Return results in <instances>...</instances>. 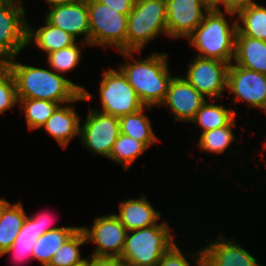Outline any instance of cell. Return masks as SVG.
Returning a JSON list of instances; mask_svg holds the SVG:
<instances>
[{"mask_svg": "<svg viewBox=\"0 0 266 266\" xmlns=\"http://www.w3.org/2000/svg\"><path fill=\"white\" fill-rule=\"evenodd\" d=\"M16 58L7 61L16 83L18 99H43L62 105L72 102L85 90L83 85L75 84L65 75L52 69L18 63Z\"/></svg>", "mask_w": 266, "mask_h": 266, "instance_id": "cell-1", "label": "cell"}, {"mask_svg": "<svg viewBox=\"0 0 266 266\" xmlns=\"http://www.w3.org/2000/svg\"><path fill=\"white\" fill-rule=\"evenodd\" d=\"M131 63H120L119 69L126 76L128 83L136 91L145 106L158 107L166 97L168 86L173 78L168 68V54L153 52L145 59L133 58L141 51H120Z\"/></svg>", "mask_w": 266, "mask_h": 266, "instance_id": "cell-2", "label": "cell"}, {"mask_svg": "<svg viewBox=\"0 0 266 266\" xmlns=\"http://www.w3.org/2000/svg\"><path fill=\"white\" fill-rule=\"evenodd\" d=\"M213 6L202 22L187 38L199 57L217 59L231 64L235 54L237 19L227 21L226 14L236 17L235 11ZM231 22V23H230Z\"/></svg>", "mask_w": 266, "mask_h": 266, "instance_id": "cell-3", "label": "cell"}, {"mask_svg": "<svg viewBox=\"0 0 266 266\" xmlns=\"http://www.w3.org/2000/svg\"><path fill=\"white\" fill-rule=\"evenodd\" d=\"M166 221L151 227L127 232L121 259L127 266H157L163 255L175 244Z\"/></svg>", "mask_w": 266, "mask_h": 266, "instance_id": "cell-4", "label": "cell"}, {"mask_svg": "<svg viewBox=\"0 0 266 266\" xmlns=\"http://www.w3.org/2000/svg\"><path fill=\"white\" fill-rule=\"evenodd\" d=\"M160 34L168 37L165 0H135L128 14L126 51H141Z\"/></svg>", "mask_w": 266, "mask_h": 266, "instance_id": "cell-5", "label": "cell"}, {"mask_svg": "<svg viewBox=\"0 0 266 266\" xmlns=\"http://www.w3.org/2000/svg\"><path fill=\"white\" fill-rule=\"evenodd\" d=\"M90 46H101L104 49L113 47L126 51L128 15L110 8L101 2L87 0Z\"/></svg>", "mask_w": 266, "mask_h": 266, "instance_id": "cell-6", "label": "cell"}, {"mask_svg": "<svg viewBox=\"0 0 266 266\" xmlns=\"http://www.w3.org/2000/svg\"><path fill=\"white\" fill-rule=\"evenodd\" d=\"M99 85L101 106L99 110L97 108L95 110L101 113L120 118L145 106L119 68L105 70Z\"/></svg>", "mask_w": 266, "mask_h": 266, "instance_id": "cell-7", "label": "cell"}, {"mask_svg": "<svg viewBox=\"0 0 266 266\" xmlns=\"http://www.w3.org/2000/svg\"><path fill=\"white\" fill-rule=\"evenodd\" d=\"M23 0H0V61L18 57L27 47Z\"/></svg>", "mask_w": 266, "mask_h": 266, "instance_id": "cell-8", "label": "cell"}, {"mask_svg": "<svg viewBox=\"0 0 266 266\" xmlns=\"http://www.w3.org/2000/svg\"><path fill=\"white\" fill-rule=\"evenodd\" d=\"M83 121L79 132L82 147L92 154L109 158L120 134L119 118L90 108Z\"/></svg>", "mask_w": 266, "mask_h": 266, "instance_id": "cell-9", "label": "cell"}, {"mask_svg": "<svg viewBox=\"0 0 266 266\" xmlns=\"http://www.w3.org/2000/svg\"><path fill=\"white\" fill-rule=\"evenodd\" d=\"M184 78L205 98L222 99L227 84L229 63L193 56Z\"/></svg>", "mask_w": 266, "mask_h": 266, "instance_id": "cell-10", "label": "cell"}, {"mask_svg": "<svg viewBox=\"0 0 266 266\" xmlns=\"http://www.w3.org/2000/svg\"><path fill=\"white\" fill-rule=\"evenodd\" d=\"M86 236L87 243L95 246L93 256L120 258L124 250L127 229L113 214L101 215L93 220L91 228L80 227Z\"/></svg>", "mask_w": 266, "mask_h": 266, "instance_id": "cell-11", "label": "cell"}, {"mask_svg": "<svg viewBox=\"0 0 266 266\" xmlns=\"http://www.w3.org/2000/svg\"><path fill=\"white\" fill-rule=\"evenodd\" d=\"M226 89L234 94V103L246 102L252 107L263 110L266 107V75L257 71L229 64Z\"/></svg>", "mask_w": 266, "mask_h": 266, "instance_id": "cell-12", "label": "cell"}, {"mask_svg": "<svg viewBox=\"0 0 266 266\" xmlns=\"http://www.w3.org/2000/svg\"><path fill=\"white\" fill-rule=\"evenodd\" d=\"M168 36L188 38L212 8L206 0H165Z\"/></svg>", "mask_w": 266, "mask_h": 266, "instance_id": "cell-13", "label": "cell"}, {"mask_svg": "<svg viewBox=\"0 0 266 266\" xmlns=\"http://www.w3.org/2000/svg\"><path fill=\"white\" fill-rule=\"evenodd\" d=\"M206 98L201 95L183 76H173L165 99L160 104L168 107L176 122H191Z\"/></svg>", "mask_w": 266, "mask_h": 266, "instance_id": "cell-14", "label": "cell"}, {"mask_svg": "<svg viewBox=\"0 0 266 266\" xmlns=\"http://www.w3.org/2000/svg\"><path fill=\"white\" fill-rule=\"evenodd\" d=\"M93 97L86 89L81 92L72 102L59 105L52 116L41 127L53 137L58 144L66 149L71 140L79 136L81 118L75 111L73 103L78 101H89Z\"/></svg>", "mask_w": 266, "mask_h": 266, "instance_id": "cell-15", "label": "cell"}, {"mask_svg": "<svg viewBox=\"0 0 266 266\" xmlns=\"http://www.w3.org/2000/svg\"><path fill=\"white\" fill-rule=\"evenodd\" d=\"M203 266H262L248 250L235 239H228L223 232L202 248Z\"/></svg>", "mask_w": 266, "mask_h": 266, "instance_id": "cell-16", "label": "cell"}, {"mask_svg": "<svg viewBox=\"0 0 266 266\" xmlns=\"http://www.w3.org/2000/svg\"><path fill=\"white\" fill-rule=\"evenodd\" d=\"M45 19L50 24L68 32L76 40L80 35H83L84 38L80 41L90 44L87 0L48 7V13Z\"/></svg>", "mask_w": 266, "mask_h": 266, "instance_id": "cell-17", "label": "cell"}, {"mask_svg": "<svg viewBox=\"0 0 266 266\" xmlns=\"http://www.w3.org/2000/svg\"><path fill=\"white\" fill-rule=\"evenodd\" d=\"M119 212L114 214L127 231L156 225L162 217L143 194L140 198L126 199L118 204Z\"/></svg>", "mask_w": 266, "mask_h": 266, "instance_id": "cell-18", "label": "cell"}, {"mask_svg": "<svg viewBox=\"0 0 266 266\" xmlns=\"http://www.w3.org/2000/svg\"><path fill=\"white\" fill-rule=\"evenodd\" d=\"M76 41L68 32L50 24L46 19L44 25L37 30L27 21V46L33 44L46 54L71 46Z\"/></svg>", "mask_w": 266, "mask_h": 266, "instance_id": "cell-19", "label": "cell"}, {"mask_svg": "<svg viewBox=\"0 0 266 266\" xmlns=\"http://www.w3.org/2000/svg\"><path fill=\"white\" fill-rule=\"evenodd\" d=\"M233 63L266 75V41L236 36Z\"/></svg>", "mask_w": 266, "mask_h": 266, "instance_id": "cell-20", "label": "cell"}, {"mask_svg": "<svg viewBox=\"0 0 266 266\" xmlns=\"http://www.w3.org/2000/svg\"><path fill=\"white\" fill-rule=\"evenodd\" d=\"M27 216L21 202L7 201L0 210V256L15 241Z\"/></svg>", "mask_w": 266, "mask_h": 266, "instance_id": "cell-21", "label": "cell"}, {"mask_svg": "<svg viewBox=\"0 0 266 266\" xmlns=\"http://www.w3.org/2000/svg\"><path fill=\"white\" fill-rule=\"evenodd\" d=\"M237 19L236 36H248L266 41V7L258 3L242 6L235 10ZM242 23V24H241Z\"/></svg>", "mask_w": 266, "mask_h": 266, "instance_id": "cell-22", "label": "cell"}, {"mask_svg": "<svg viewBox=\"0 0 266 266\" xmlns=\"http://www.w3.org/2000/svg\"><path fill=\"white\" fill-rule=\"evenodd\" d=\"M151 108L154 107L144 106L134 113L119 118L120 133L143 142L148 148L159 141V138L154 134L151 119L144 113V110Z\"/></svg>", "mask_w": 266, "mask_h": 266, "instance_id": "cell-23", "label": "cell"}, {"mask_svg": "<svg viewBox=\"0 0 266 266\" xmlns=\"http://www.w3.org/2000/svg\"><path fill=\"white\" fill-rule=\"evenodd\" d=\"M80 226H62L47 231L41 235L33 246L32 259L39 261L43 266H47L55 252L70 238Z\"/></svg>", "mask_w": 266, "mask_h": 266, "instance_id": "cell-24", "label": "cell"}, {"mask_svg": "<svg viewBox=\"0 0 266 266\" xmlns=\"http://www.w3.org/2000/svg\"><path fill=\"white\" fill-rule=\"evenodd\" d=\"M41 235L43 232H40L37 222L27 215L13 245L0 257L10 253L13 263L18 265L26 262L32 258L33 246Z\"/></svg>", "mask_w": 266, "mask_h": 266, "instance_id": "cell-25", "label": "cell"}, {"mask_svg": "<svg viewBox=\"0 0 266 266\" xmlns=\"http://www.w3.org/2000/svg\"><path fill=\"white\" fill-rule=\"evenodd\" d=\"M235 110L232 107L226 108L223 105L213 104L207 100L202 104L201 108L195 115L191 123L200 126L201 133L207 132L216 128L230 125L236 116Z\"/></svg>", "mask_w": 266, "mask_h": 266, "instance_id": "cell-26", "label": "cell"}, {"mask_svg": "<svg viewBox=\"0 0 266 266\" xmlns=\"http://www.w3.org/2000/svg\"><path fill=\"white\" fill-rule=\"evenodd\" d=\"M86 242L85 233L79 228L55 252L47 266H84L87 258L81 257L79 247Z\"/></svg>", "mask_w": 266, "mask_h": 266, "instance_id": "cell-27", "label": "cell"}, {"mask_svg": "<svg viewBox=\"0 0 266 266\" xmlns=\"http://www.w3.org/2000/svg\"><path fill=\"white\" fill-rule=\"evenodd\" d=\"M19 107L25 112L28 130L40 129L52 116L59 103L43 99H18Z\"/></svg>", "mask_w": 266, "mask_h": 266, "instance_id": "cell-28", "label": "cell"}, {"mask_svg": "<svg viewBox=\"0 0 266 266\" xmlns=\"http://www.w3.org/2000/svg\"><path fill=\"white\" fill-rule=\"evenodd\" d=\"M149 149L143 142L120 133L108 159L129 171L131 163Z\"/></svg>", "mask_w": 266, "mask_h": 266, "instance_id": "cell-29", "label": "cell"}, {"mask_svg": "<svg viewBox=\"0 0 266 266\" xmlns=\"http://www.w3.org/2000/svg\"><path fill=\"white\" fill-rule=\"evenodd\" d=\"M81 46L89 47L90 44L83 41H81V43L76 41L71 46L47 54V63L49 67L58 74L63 75L65 73L66 75V73L75 69L81 62Z\"/></svg>", "mask_w": 266, "mask_h": 266, "instance_id": "cell-30", "label": "cell"}, {"mask_svg": "<svg viewBox=\"0 0 266 266\" xmlns=\"http://www.w3.org/2000/svg\"><path fill=\"white\" fill-rule=\"evenodd\" d=\"M234 125L235 120L230 125L201 133L198 139L199 148L212 154L224 153L235 140Z\"/></svg>", "mask_w": 266, "mask_h": 266, "instance_id": "cell-31", "label": "cell"}, {"mask_svg": "<svg viewBox=\"0 0 266 266\" xmlns=\"http://www.w3.org/2000/svg\"><path fill=\"white\" fill-rule=\"evenodd\" d=\"M19 105L16 83L8 61H0V115Z\"/></svg>", "mask_w": 266, "mask_h": 266, "instance_id": "cell-32", "label": "cell"}, {"mask_svg": "<svg viewBox=\"0 0 266 266\" xmlns=\"http://www.w3.org/2000/svg\"><path fill=\"white\" fill-rule=\"evenodd\" d=\"M190 254V255H189ZM183 254L181 249L175 243L161 258L157 266H203V251L200 248L198 251ZM185 255V256H184ZM194 260V263L188 261L190 259ZM188 258V259H187Z\"/></svg>", "mask_w": 266, "mask_h": 266, "instance_id": "cell-33", "label": "cell"}, {"mask_svg": "<svg viewBox=\"0 0 266 266\" xmlns=\"http://www.w3.org/2000/svg\"><path fill=\"white\" fill-rule=\"evenodd\" d=\"M85 266H127V264L121 258L88 255Z\"/></svg>", "mask_w": 266, "mask_h": 266, "instance_id": "cell-34", "label": "cell"}, {"mask_svg": "<svg viewBox=\"0 0 266 266\" xmlns=\"http://www.w3.org/2000/svg\"><path fill=\"white\" fill-rule=\"evenodd\" d=\"M108 5L110 8L119 11L121 14L128 15L133 8L135 0H95Z\"/></svg>", "mask_w": 266, "mask_h": 266, "instance_id": "cell-35", "label": "cell"}, {"mask_svg": "<svg viewBox=\"0 0 266 266\" xmlns=\"http://www.w3.org/2000/svg\"><path fill=\"white\" fill-rule=\"evenodd\" d=\"M50 213L49 212H39V213H37V214H35V215H32L31 216V218L35 221V222H37V224H38V227H39V229H40V232H43V234L44 233H46L47 231H49V230H52V229H56V228H61L60 226H55V227H51V223H52V220H54V219H52L53 217H51V215H49ZM54 216V215H53Z\"/></svg>", "mask_w": 266, "mask_h": 266, "instance_id": "cell-36", "label": "cell"}, {"mask_svg": "<svg viewBox=\"0 0 266 266\" xmlns=\"http://www.w3.org/2000/svg\"><path fill=\"white\" fill-rule=\"evenodd\" d=\"M255 3L256 2L254 0H225V9H230L235 11L242 6L255 4Z\"/></svg>", "mask_w": 266, "mask_h": 266, "instance_id": "cell-37", "label": "cell"}, {"mask_svg": "<svg viewBox=\"0 0 266 266\" xmlns=\"http://www.w3.org/2000/svg\"><path fill=\"white\" fill-rule=\"evenodd\" d=\"M44 1H46L50 5L49 7H54L57 5L71 4L80 0H44Z\"/></svg>", "mask_w": 266, "mask_h": 266, "instance_id": "cell-38", "label": "cell"}, {"mask_svg": "<svg viewBox=\"0 0 266 266\" xmlns=\"http://www.w3.org/2000/svg\"><path fill=\"white\" fill-rule=\"evenodd\" d=\"M212 7L213 6H223L225 8V0H206Z\"/></svg>", "mask_w": 266, "mask_h": 266, "instance_id": "cell-39", "label": "cell"}, {"mask_svg": "<svg viewBox=\"0 0 266 266\" xmlns=\"http://www.w3.org/2000/svg\"><path fill=\"white\" fill-rule=\"evenodd\" d=\"M7 202V200L5 199H0V210H1V207Z\"/></svg>", "mask_w": 266, "mask_h": 266, "instance_id": "cell-40", "label": "cell"}]
</instances>
